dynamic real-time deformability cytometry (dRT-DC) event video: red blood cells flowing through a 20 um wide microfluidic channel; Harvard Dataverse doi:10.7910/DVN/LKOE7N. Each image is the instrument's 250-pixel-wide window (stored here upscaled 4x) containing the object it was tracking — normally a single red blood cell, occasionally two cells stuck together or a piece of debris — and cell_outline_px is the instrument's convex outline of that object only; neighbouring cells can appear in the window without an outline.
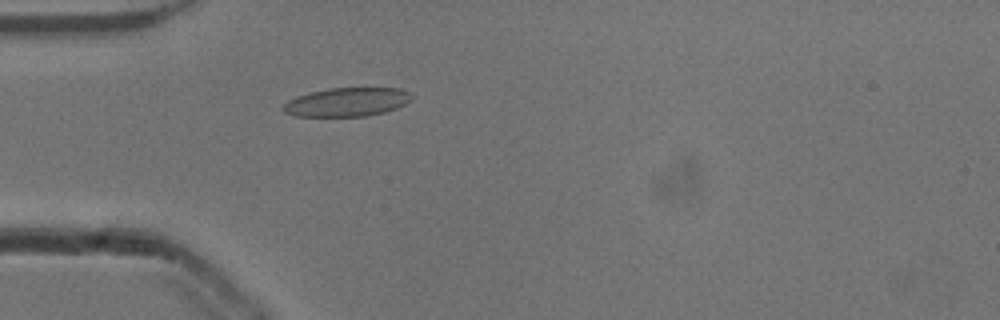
{"species": "common noctule bat (a hibernating species)", "species_latin": "Nyctalus noctula", "temperature_condition": "cold", "stored_images_in_passage": 53, "camera_frame_rate_fps": 3000, "um_per_image_px": 0.085, "animal": {"sex": "male", "body_mass_g": 13.3}, "frame": {"image": 1, "passage_image": 16, "time_ms": 5.0, "image_size_px": [1000, 320], "cell_outline_px": [[412, 100], [396, 108], [384, 112], [368, 116], [296, 116], [284, 112], [280, 108], [288, 100], [296, 96], [328, 88], [400, 88], [412, 92]], "centroid_in_image_um": [29.5, 8.67], "position_along_channel_um": 55.5, "area_um2": 21.62}}
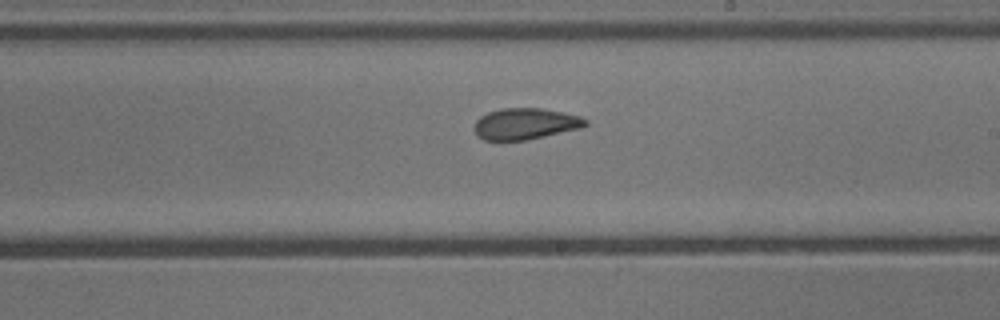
{"frame": {"image": 2, "passage_image": 31, "time_ms": 10.0, "image_size_px": [1000, 320], "cell_outline_px": [[588, 124], [580, 128], [544, 136], [524, 140], [484, 140], [476, 136], [472, 128], [476, 120], [480, 116], [488, 112], [500, 108], [544, 108], [580, 116], [588, 120]], "centroid_in_image_um": [44.6, 10.51], "position_along_channel_um": 244.4, "area_um2": 20.4}}
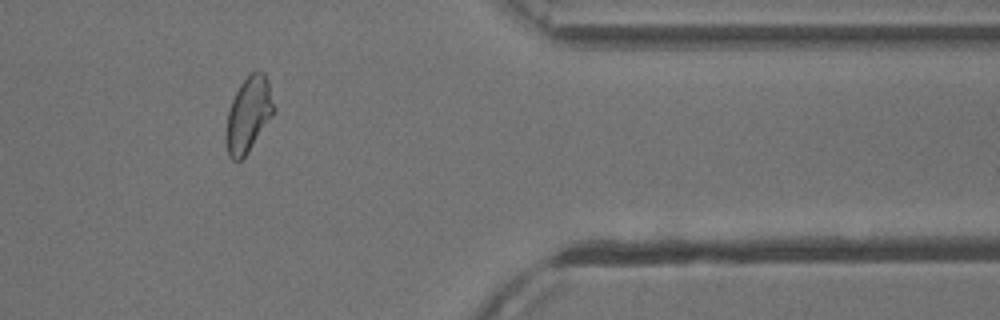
{"frame": {"image": 3, "passage_image": 44, "time_ms": 14.333, "image_size_px": [1000, 320], "cell_outline_px": [[276, 108], [272, 116], [248, 152], [240, 160], [232, 160], [228, 156], [224, 140], [224, 132], [228, 112], [232, 100], [240, 84], [252, 72], [264, 72], [268, 80]], "centroid_in_image_um": [21.1, 9.76], "position_along_channel_um": 390.3, "area_um2": 21.04}, "authors_computed_cell_mechanics": {"area_um2": 21.6172, "velocity_mm_per_s": 3.8883, "shape_relaxation_time_tau1_ms": null, "shape_relaxation_time_tau2_ms": 1.8787, "deformation_change_tau1": null, "deformation_change_tau2": 0.083}}